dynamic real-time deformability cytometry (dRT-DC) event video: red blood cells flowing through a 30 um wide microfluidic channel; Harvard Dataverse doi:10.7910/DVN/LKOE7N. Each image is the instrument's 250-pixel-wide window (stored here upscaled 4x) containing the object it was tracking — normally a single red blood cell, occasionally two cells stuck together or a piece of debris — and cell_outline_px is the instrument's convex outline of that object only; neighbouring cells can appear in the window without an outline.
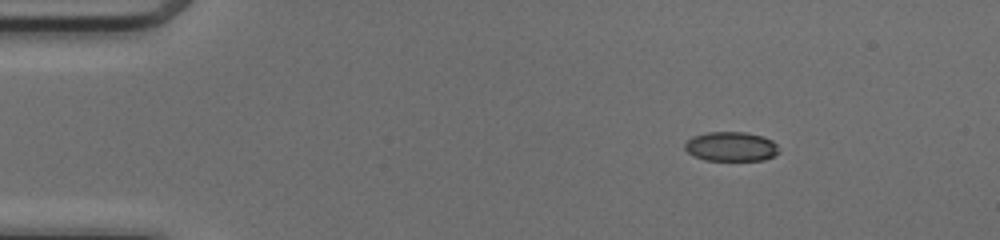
{"species": "common noctule bat (a hibernating species)", "species_latin": "Nyctalus noctula", "temperature_condition": "cold", "stored_images_in_passage": 11, "camera_frame_rate_fps": 3000, "um_per_image_px": 0.085, "animal": {"sex": "female", "body_mass_g": 17.0, "forearm_length_mm": 48.0}, "frame": {"image": 1, "passage_image": 1, "time_ms": 0.0, "image_size_px": [1000, 240], "cell_outline_px": [[780, 152], [764, 160], [704, 160], [692, 156], [684, 148], [684, 144], [692, 136], [708, 132], [744, 132], [760, 136], [772, 140], [776, 144]], "centroid_in_image_um": [62.11, 12.46], "position_along_channel_um": 22.9, "area_um2": 16.13}}
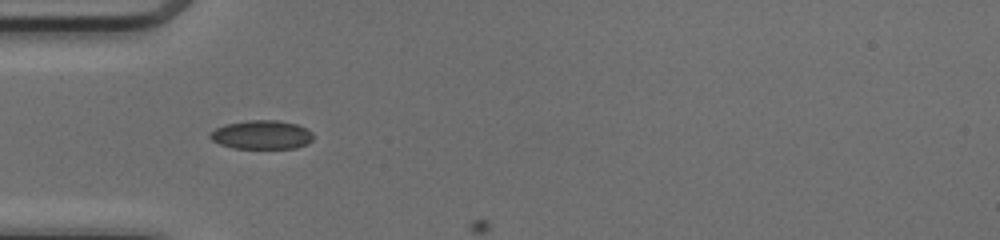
{"frame": {"image": 2, "passage_image": 10, "time_ms": 3.0, "image_size_px": [1000, 240], "cell_outline_px": [[312, 140], [296, 148], [232, 148], [220, 144], [212, 140], [208, 136], [208, 132], [224, 124], [248, 120], [276, 120], [296, 124], [312, 132]], "centroid_in_image_um": [22.18, 11.45], "position_along_channel_um": 62.8, "area_um2": 17.28}}